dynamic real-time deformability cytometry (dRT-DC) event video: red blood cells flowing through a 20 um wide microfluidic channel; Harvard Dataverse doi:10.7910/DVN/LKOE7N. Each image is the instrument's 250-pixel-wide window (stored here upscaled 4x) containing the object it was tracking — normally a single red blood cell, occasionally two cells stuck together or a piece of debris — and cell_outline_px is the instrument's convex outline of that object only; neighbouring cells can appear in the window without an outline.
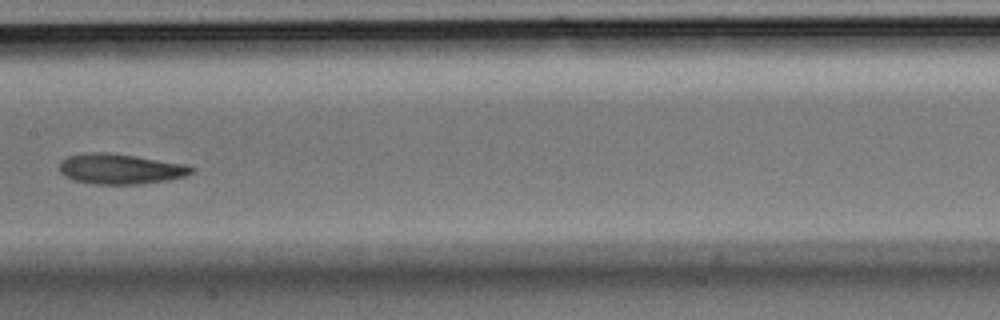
{"species": "Egyptian fruit bat (a non-hibernating species)", "species_latin": "Rousettus aegyptiacus", "temperature_condition": "room temperature", "stored_images_in_passage": 8, "camera_frame_rate_fps": 3000, "um_per_image_px": 0.085, "animal": {"sex": "male"}, "frame": {"image": 1, "passage_image": 8, "time_ms": 2.333, "image_size_px": [1000, 320], "cell_outline_px": [[196, 168], [192, 172], [184, 176], [168, 180], [140, 184], [96, 184], [76, 180], [64, 176], [60, 172], [60, 160], [68, 156], [92, 152], [104, 152], [188, 164]], "centroid_in_image_um": [10.24, 14.36], "position_along_channel_um": 197.2, "area_um2": 23.12}}